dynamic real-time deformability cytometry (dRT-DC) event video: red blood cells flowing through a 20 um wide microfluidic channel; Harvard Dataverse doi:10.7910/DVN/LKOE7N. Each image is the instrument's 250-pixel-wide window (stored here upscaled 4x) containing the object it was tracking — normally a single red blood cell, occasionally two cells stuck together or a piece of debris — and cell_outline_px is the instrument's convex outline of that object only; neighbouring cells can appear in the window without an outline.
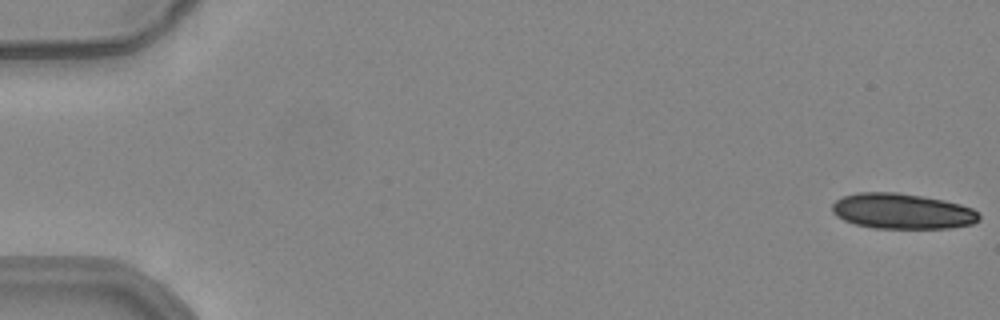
{"species": "common noctule bat (a hibernating species)", "species_latin": "Nyctalus noctula", "temperature_condition": "warm", "stored_images_in_passage": 17, "camera_frame_rate_fps": 3000, "um_per_image_px": 0.085, "animal": {"sex": "female", "body_mass_g": 24.6, "forearm_length_mm": 56.2}, "frame": {"image": 1, "passage_image": 1, "time_ms": 0.0, "image_size_px": [1000, 320], "cell_outline_px": [[980, 220], [972, 224], [948, 228], [872, 228], [856, 224], [844, 220], [836, 216], [832, 212], [832, 204], [836, 200], [844, 196], [856, 192], [896, 192], [944, 200], [960, 204], [972, 208], [980, 216]], "centroid_in_image_um": [76.67, 17.95], "position_along_channel_um": 8.3, "area_um2": 30.35}}